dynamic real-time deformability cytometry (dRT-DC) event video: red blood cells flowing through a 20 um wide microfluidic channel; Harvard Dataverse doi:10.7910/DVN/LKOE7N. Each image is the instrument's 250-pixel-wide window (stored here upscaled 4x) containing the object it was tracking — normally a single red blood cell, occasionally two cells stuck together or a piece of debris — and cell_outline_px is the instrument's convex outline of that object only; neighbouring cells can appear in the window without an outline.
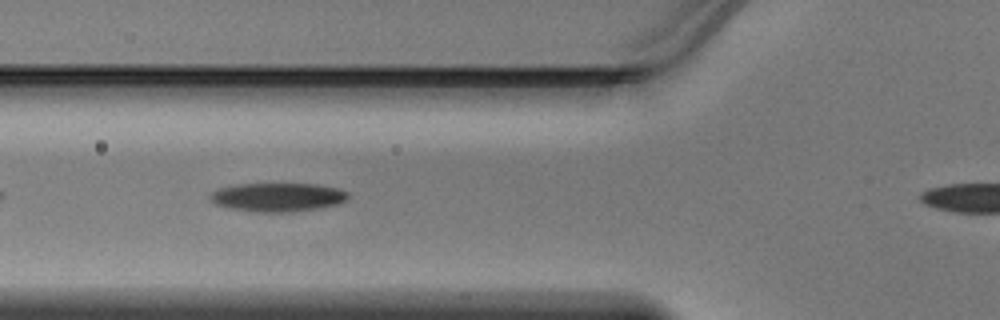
{"species": "Egyptian fruit bat (a non-hibernating species)", "species_latin": "Rousettus aegyptiacus", "temperature_condition": "warm", "stored_images_in_passage": 20, "camera_frame_rate_fps": 3000, "um_per_image_px": 0.085, "animal": {"sex": "male"}, "frame": {"image": 1, "passage_image": 6, "time_ms": 1.667, "image_size_px": [1000, 320], "cell_outline_px": [[348, 200], [340, 204], [320, 208], [288, 212], [260, 212], [232, 208], [216, 204], [208, 196], [212, 192], [220, 188], [236, 184], [316, 184], [336, 188], [348, 192]], "centroid_in_image_um": [23.65, 16.76], "position_along_channel_um": 102.2, "area_um2": 22.95}}
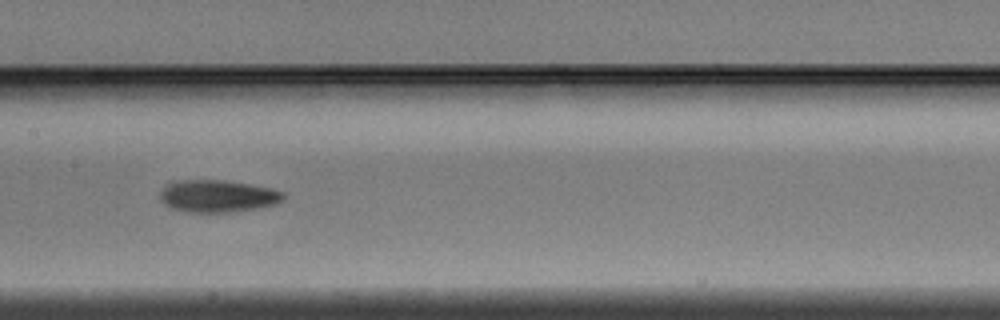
{"frame": {"image": 2, "passage_image": 12, "time_ms": 3.667, "image_size_px": [1000, 320], "cell_outline_px": [[284, 200], [276, 204], [256, 208], [228, 212], [184, 212], [172, 208], [164, 204], [160, 200], [160, 192], [168, 184], [180, 180], [224, 180], [252, 184], [272, 188], [284, 192]], "centroid_in_image_um": [18.52, 16.66], "position_along_channel_um": 188.9, "area_um2": 23.24}}
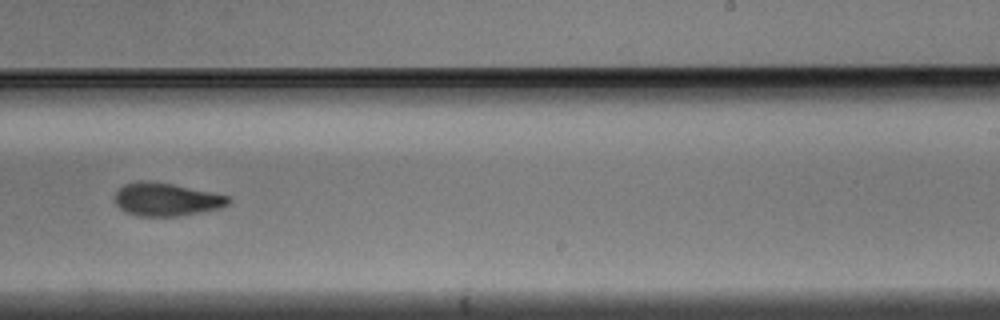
{"frame": {"image": 3, "passage_image": 18, "time_ms": 5.667, "image_size_px": [1000, 320], "cell_outline_px": [[232, 200], [228, 204], [220, 208], [200, 212], [176, 216], [136, 216], [124, 212], [116, 204], [116, 192], [124, 184], [172, 184], [228, 196]], "centroid_in_image_um": [14.17, 17.01], "position_along_channel_um": 274.8, "area_um2": 20.92}}